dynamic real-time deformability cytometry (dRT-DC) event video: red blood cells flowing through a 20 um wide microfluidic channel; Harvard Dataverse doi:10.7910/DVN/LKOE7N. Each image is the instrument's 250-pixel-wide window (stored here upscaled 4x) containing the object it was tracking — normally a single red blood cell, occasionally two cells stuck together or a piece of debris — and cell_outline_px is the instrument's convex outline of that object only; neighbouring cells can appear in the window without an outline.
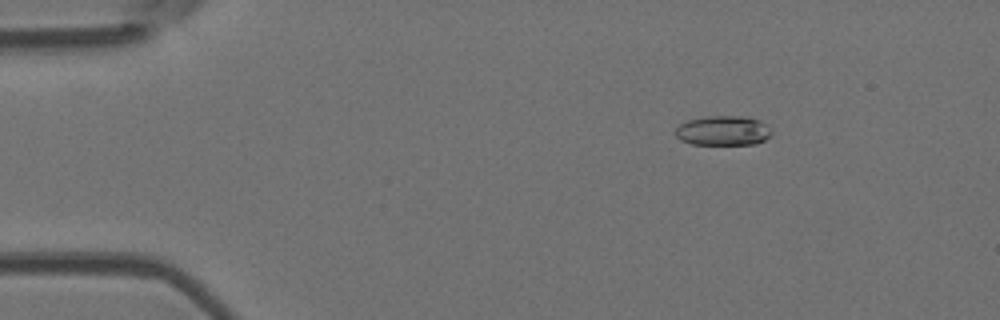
{"species": "Egyptian fruit bat (a non-hibernating species)", "species_latin": "Rousettus aegyptiacus", "temperature_condition": "room temperature", "stored_images_in_passage": 4, "camera_frame_rate_fps": 3000, "um_per_image_px": 0.085, "animal": {"sex": "female"}, "frame": {"image": 1, "passage_image": 1, "time_ms": 0.0, "image_size_px": [1000, 320], "cell_outline_px": [[772, 136], [756, 144], [692, 144], [680, 140], [676, 136], [676, 128], [680, 124], [688, 120], [708, 116], [744, 116], [760, 120], [772, 132]], "centroid_in_image_um": [61.47, 11.11], "position_along_channel_um": 23.5, "area_um2": 16.59}}
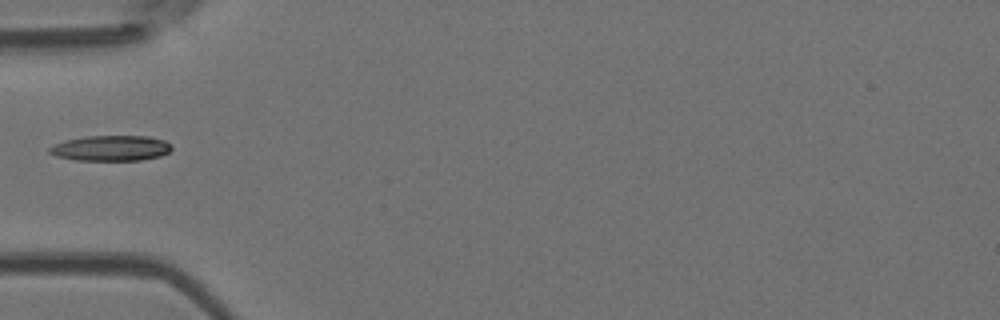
{"frame": {"image": 2, "passage_image": 4, "time_ms": 3.333, "image_size_px": [1000, 320], "cell_outline_px": [[172, 148], [168, 152], [160, 156], [140, 160], [76, 160], [56, 156], [48, 152], [48, 148], [52, 144], [64, 140], [88, 136], [148, 136], [164, 140], [172, 144]], "centroid_in_image_um": [9.4, 12.59], "position_along_channel_um": 75.6, "area_um2": 18.21}}